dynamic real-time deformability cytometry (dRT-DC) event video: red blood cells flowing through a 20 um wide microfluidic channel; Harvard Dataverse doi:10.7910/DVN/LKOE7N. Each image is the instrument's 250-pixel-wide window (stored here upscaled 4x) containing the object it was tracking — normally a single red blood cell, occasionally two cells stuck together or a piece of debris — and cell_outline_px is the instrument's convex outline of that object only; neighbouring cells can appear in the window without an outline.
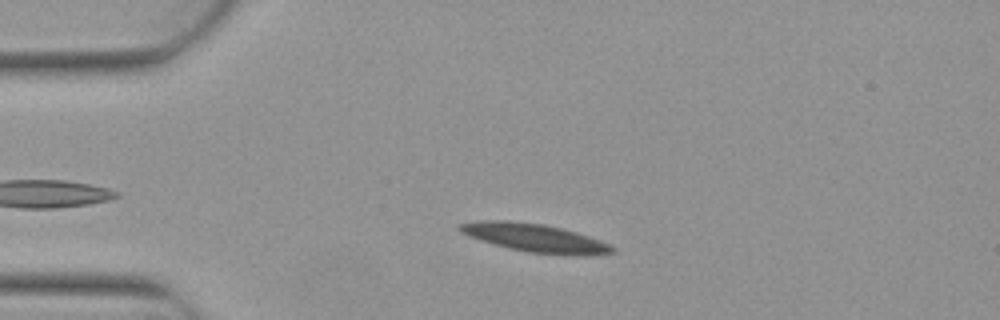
{"species": "Egyptian fruit bat (a non-hibernating species)", "species_latin": "Rousettus aegyptiacus", "temperature_condition": "warm", "stored_images_in_passage": 4, "camera_frame_rate_fps": 3000, "um_per_image_px": 0.085, "animal": {"sex": "female"}, "frame": {"image": 1, "passage_image": 3, "time_ms": 0.667, "image_size_px": [1000, 320], "cell_outline_px": [[616, 252], [580, 256], [528, 252], [508, 248], [480, 240], [468, 236], [460, 232], [456, 228], [460, 224], [476, 220], [508, 220], [544, 224], [576, 232], [600, 240], [616, 248]], "centroid_in_image_um": [45.43, 20.21], "position_along_channel_um": 39.6, "area_um2": 25.14}}